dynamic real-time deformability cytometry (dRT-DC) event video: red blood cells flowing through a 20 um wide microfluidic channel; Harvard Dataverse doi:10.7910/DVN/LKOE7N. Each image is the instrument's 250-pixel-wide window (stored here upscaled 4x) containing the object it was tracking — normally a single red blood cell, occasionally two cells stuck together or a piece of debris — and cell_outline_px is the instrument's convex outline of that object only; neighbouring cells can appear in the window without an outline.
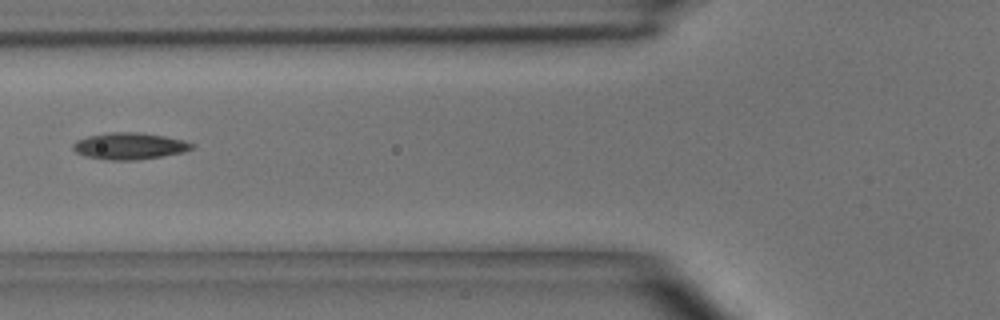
{"species": "common noctule bat (a hibernating species)", "species_latin": "Nyctalus noctula", "temperature_condition": "room temperature", "stored_images_in_passage": 4, "camera_frame_rate_fps": 3000, "um_per_image_px": 0.085, "animal": {"sex": "male", "body_mass_g": 15.6}, "frame": {"image": 1, "passage_image": 3, "time_ms": 3.333, "image_size_px": [1000, 320], "cell_outline_px": [[196, 148], [184, 152], [136, 160], [108, 160], [84, 156], [76, 152], [72, 148], [72, 144], [76, 140], [88, 136], [112, 132], [140, 132], [164, 136], [184, 140], [196, 144]], "centroid_in_image_um": [11.03, 12.41], "position_along_channel_um": 114.8, "area_um2": 18.61}}